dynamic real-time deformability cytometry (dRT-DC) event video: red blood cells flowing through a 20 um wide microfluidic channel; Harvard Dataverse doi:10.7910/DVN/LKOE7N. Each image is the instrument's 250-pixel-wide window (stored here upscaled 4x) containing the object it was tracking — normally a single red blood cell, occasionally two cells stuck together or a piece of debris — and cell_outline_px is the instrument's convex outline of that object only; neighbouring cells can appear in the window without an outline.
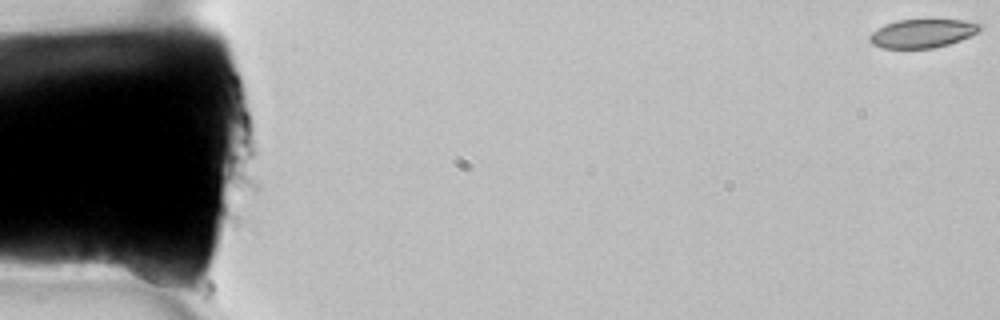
{"species": "common noctule bat (a hibernating species)", "species_latin": "Nyctalus noctula", "temperature_condition": "room temperature", "stored_images_in_passage": 8, "camera_frame_rate_fps": 3000, "um_per_image_px": 0.085, "animal": {"sex": "female", "body_mass_g": 22.7, "forearm_length_mm": 54.2}, "frame": {"image": 1, "passage_image": 1, "time_ms": 0.0, "image_size_px": [1000, 320], "cell_outline_px": [[984, 24], [976, 32], [960, 40], [948, 44], [932, 48], [884, 48], [872, 44], [868, 40], [868, 36], [876, 28], [884, 24], [896, 20], [964, 20]], "centroid_in_image_um": [78.35, 2.83], "position_along_channel_um": 6.6, "area_um2": 18.32}}
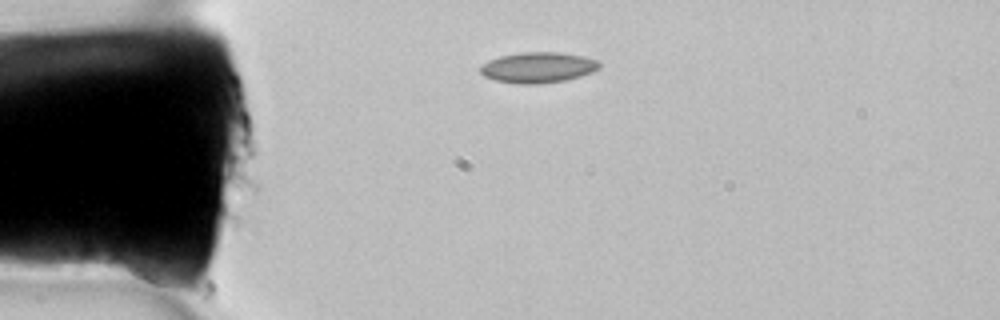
{"frame": {"image": 2, "passage_image": 7, "time_ms": 2.0, "image_size_px": [1000, 320], "cell_outline_px": [[600, 68], [592, 72], [580, 76], [564, 80], [536, 84], [520, 84], [496, 80], [484, 76], [480, 72], [480, 68], [488, 60], [500, 56], [520, 52], [560, 52], [584, 56], [600, 60]], "centroid_in_image_um": [45.76, 5.72], "position_along_channel_um": 39.2, "area_um2": 21.27}}